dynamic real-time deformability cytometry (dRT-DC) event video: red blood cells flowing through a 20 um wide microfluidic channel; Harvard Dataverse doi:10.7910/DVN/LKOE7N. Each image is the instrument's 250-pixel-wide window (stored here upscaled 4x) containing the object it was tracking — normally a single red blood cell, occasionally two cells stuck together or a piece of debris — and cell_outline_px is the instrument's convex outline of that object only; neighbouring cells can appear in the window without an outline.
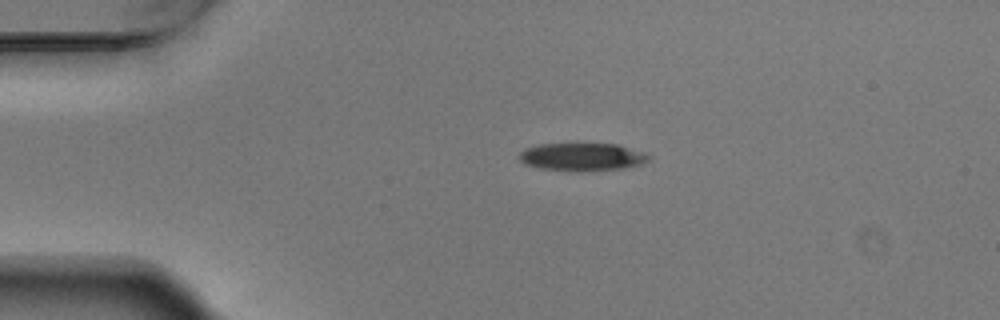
{"species": "Egyptian fruit bat (a non-hibernating species)", "species_latin": "Rousettus aegyptiacus", "temperature_condition": "warm", "stored_images_in_passage": 2, "camera_frame_rate_fps": 3000, "um_per_image_px": 0.085, "animal": {"sex": "male"}, "frame": {"image": 1, "passage_image": 1, "time_ms": 0.0, "image_size_px": [1000, 320], "cell_outline_px": [[652, 160], [644, 164], [624, 168], [576, 172], [568, 172], [536, 168], [524, 164], [520, 160], [520, 152], [528, 148], [540, 144], [616, 144], [644, 152], [652, 156]], "centroid_in_image_um": [49.52, 13.36], "position_along_channel_um": 35.5, "area_um2": 21.39}}